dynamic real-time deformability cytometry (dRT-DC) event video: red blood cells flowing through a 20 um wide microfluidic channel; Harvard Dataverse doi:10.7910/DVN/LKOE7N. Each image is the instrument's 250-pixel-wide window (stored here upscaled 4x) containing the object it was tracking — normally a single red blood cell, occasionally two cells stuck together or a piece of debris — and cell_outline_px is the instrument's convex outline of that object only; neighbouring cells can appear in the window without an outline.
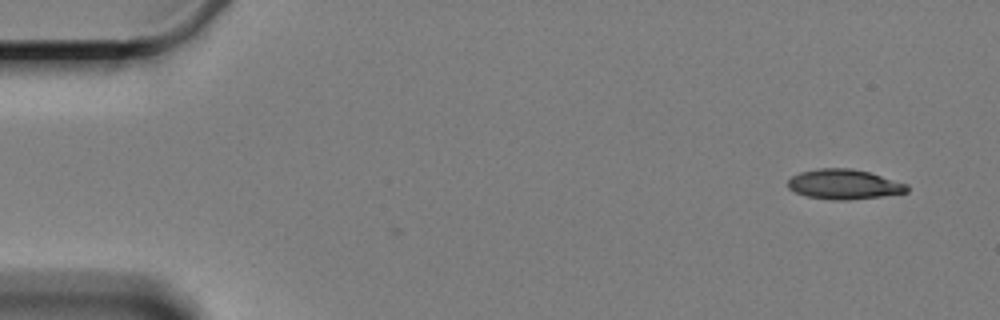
{"species": "Egyptian fruit bat (a non-hibernating species)", "species_latin": "Rousettus aegyptiacus", "temperature_condition": "cold", "stored_images_in_passage": 5, "camera_frame_rate_fps": 3000, "um_per_image_px": 0.085, "animal": {"sex": "female"}, "frame": {"image": 1, "passage_image": 1, "time_ms": 0.0, "image_size_px": [1000, 320], "cell_outline_px": [[908, 192], [880, 196], [848, 200], [832, 200], [808, 196], [796, 192], [788, 188], [788, 180], [792, 176], [800, 172], [816, 168], [852, 168], [868, 172], [908, 184]], "centroid_in_image_um": [71.73, 15.66], "position_along_channel_um": 13.3, "area_um2": 20.63}}
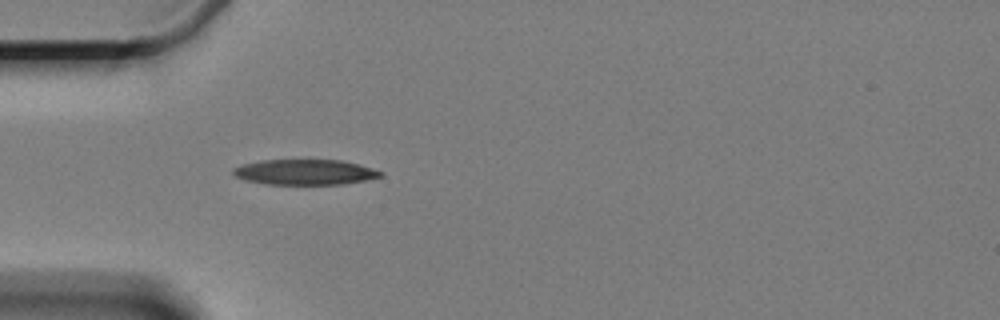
{"frame": {"image": 2, "passage_image": 5, "time_ms": 4.667, "image_size_px": [1000, 320], "cell_outline_px": [[384, 172], [380, 176], [364, 180], [344, 184], [268, 184], [244, 180], [236, 176], [232, 172], [232, 168], [244, 164], [260, 160], [340, 160], [372, 168]], "centroid_in_image_um": [25.88, 14.63], "position_along_channel_um": 59.1, "area_um2": 21.56}}